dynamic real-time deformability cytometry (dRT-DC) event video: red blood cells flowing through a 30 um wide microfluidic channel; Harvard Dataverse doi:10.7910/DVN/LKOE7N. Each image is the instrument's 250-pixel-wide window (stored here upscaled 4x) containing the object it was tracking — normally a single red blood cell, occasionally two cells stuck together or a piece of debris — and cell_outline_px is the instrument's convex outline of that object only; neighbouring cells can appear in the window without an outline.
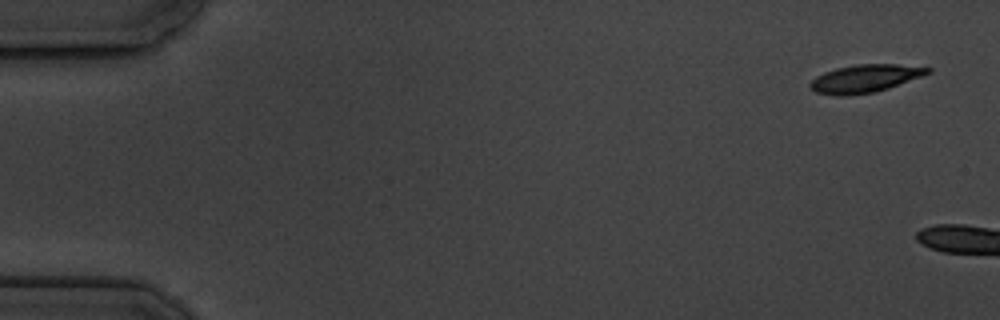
{"species": "common noctule bat (a hibernating species)", "species_latin": "Nyctalus noctula", "temperature_condition": "cold", "stored_images_in_passage": 3, "camera_frame_rate_fps": 3000, "um_per_image_px": 0.085, "animal": {"sex": "male", "body_mass_g": 19.5, "forearm_length_mm": 54.6}, "frame": {"image": 1, "passage_image": 1, "time_ms": 0.0, "image_size_px": [1000, 320], "cell_outline_px": [[932, 72], [888, 88], [876, 92], [840, 96], [816, 92], [808, 84], [816, 76], [824, 72], [836, 68], [856, 64], [896, 64], [932, 68]], "centroid_in_image_um": [73.52, 6.67], "position_along_channel_um": 11.5, "area_um2": 18.9}}